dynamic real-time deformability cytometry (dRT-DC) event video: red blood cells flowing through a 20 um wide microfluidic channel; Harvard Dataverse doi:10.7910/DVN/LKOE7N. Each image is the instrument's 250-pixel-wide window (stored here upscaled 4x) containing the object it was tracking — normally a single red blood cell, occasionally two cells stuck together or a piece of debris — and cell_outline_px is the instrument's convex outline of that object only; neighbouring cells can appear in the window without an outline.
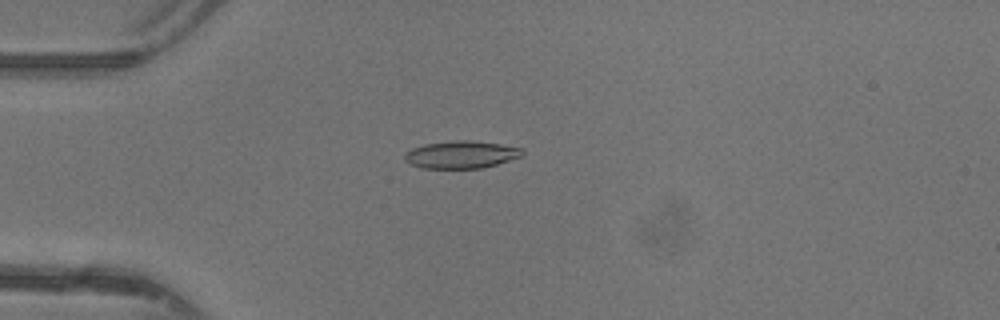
{"species": "common noctule bat (a hibernating species)", "species_latin": "Nyctalus noctula", "temperature_condition": "warm", "stored_images_in_passage": 47, "camera_frame_rate_fps": 3000, "um_per_image_px": 0.085, "animal": {"sex": "female"}, "frame": {"image": 1, "passage_image": 13, "time_ms": 4.0, "image_size_px": [1000, 320], "cell_outline_px": [[524, 152], [520, 156], [496, 164], [480, 168], [420, 168], [404, 160], [404, 152], [412, 148], [424, 144], [452, 140], [472, 140], [500, 144], [524, 148]], "centroid_in_image_um": [39.16, 13.13], "position_along_channel_um": 45.8, "area_um2": 18.84}}
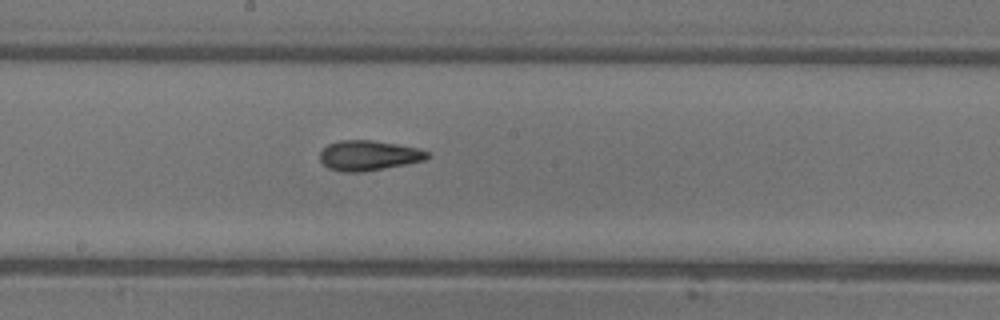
{"frame": {"image": 2, "passage_image": 26, "time_ms": 8.333, "image_size_px": [1000, 320], "cell_outline_px": [[428, 156], [424, 160], [404, 164], [360, 172], [340, 172], [328, 168], [320, 160], [320, 152], [328, 144], [340, 140], [372, 140], [396, 144], [416, 148], [428, 152]], "centroid_in_image_um": [31.27, 13.21], "position_along_channel_um": 216.9, "area_um2": 18.5}}
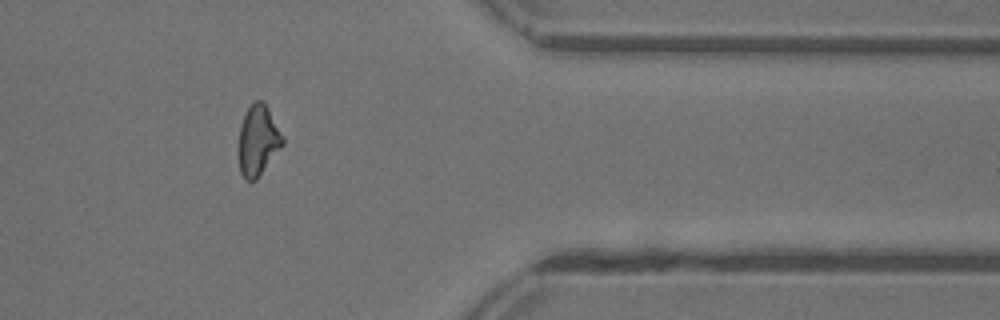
{"frame": {"image": 3, "passage_image": 39, "time_ms": 12.667, "image_size_px": [1000, 320], "cell_outline_px": [[284, 144], [256, 180], [248, 180], [240, 172], [236, 152], [240, 124], [248, 108], [256, 100], [260, 100], [268, 108], [284, 136]], "centroid_in_image_um": [21.91, 11.96], "position_along_channel_um": 389.5, "area_um2": 18.32}, "authors_computed_cell_mechanics": {"area_um2": 18.3226, "velocity_mm_per_s": 4.4175, "shape_relaxation_time_tau1_ms": 5.9484, "shape_relaxation_time_tau2_ms": 1.6184, "deformation_change_tau1": 0.1829, "deformation_change_tau2": 0.0892}}